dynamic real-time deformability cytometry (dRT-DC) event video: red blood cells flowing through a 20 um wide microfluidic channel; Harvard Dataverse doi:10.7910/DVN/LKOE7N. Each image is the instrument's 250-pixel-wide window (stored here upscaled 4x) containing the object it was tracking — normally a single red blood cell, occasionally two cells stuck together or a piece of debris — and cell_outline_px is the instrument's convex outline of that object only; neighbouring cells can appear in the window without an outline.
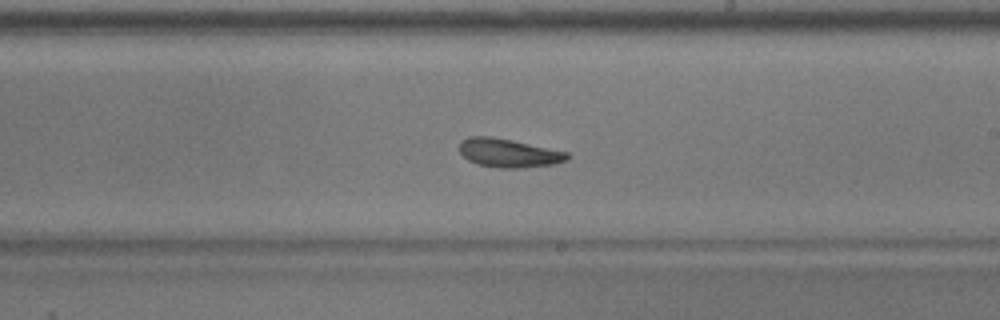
{"species": "common noctule bat (a hibernating species)", "species_latin": "Nyctalus noctula", "temperature_condition": "warm", "stored_images_in_passage": 55, "camera_frame_rate_fps": 3000, "um_per_image_px": 0.085, "animal": {"sex": "male", "body_mass_g": 17.9}, "frame": {"image": 1, "passage_image": 32, "time_ms": 10.333, "image_size_px": [1000, 320], "cell_outline_px": [[572, 156], [568, 160], [552, 164], [520, 168], [504, 168], [476, 164], [468, 160], [460, 152], [460, 140], [468, 136], [492, 136], [512, 140], [568, 152]], "centroid_in_image_um": [43.23, 12.99], "position_along_channel_um": 245.8, "area_um2": 18.03}, "authors_computed_cell_mechanics": {"area_um2": 19.074, "velocity_mm_per_s": 3.6846, "shape_relaxation_time_tau1_ms": 5.8563, "shape_relaxation_time_tau2_ms": 4.5168, "deformation_change_tau1": 0.1223, "deformation_change_tau2": 0.1384}}